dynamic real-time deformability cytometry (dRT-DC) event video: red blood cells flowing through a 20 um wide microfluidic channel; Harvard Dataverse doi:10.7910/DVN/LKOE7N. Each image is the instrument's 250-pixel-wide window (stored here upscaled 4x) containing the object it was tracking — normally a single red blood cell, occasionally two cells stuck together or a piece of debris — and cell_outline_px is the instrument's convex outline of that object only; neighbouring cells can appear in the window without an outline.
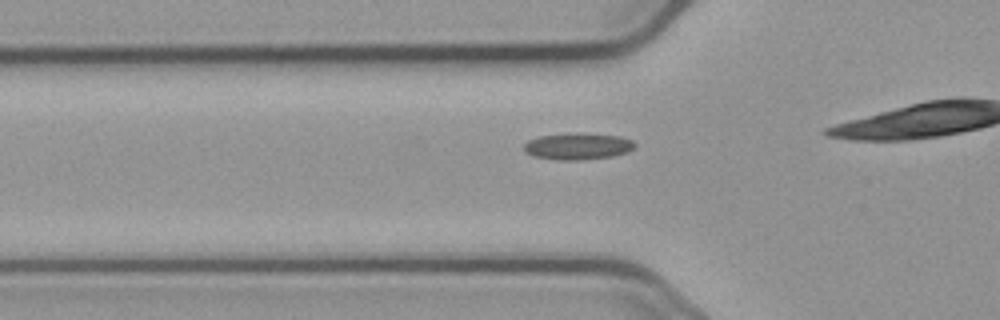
{"species": "common noctule bat (a hibernating species)", "species_latin": "Nyctalus noctula", "temperature_condition": "cold", "stored_images_in_passage": 29, "camera_frame_rate_fps": 3000, "um_per_image_px": 0.085, "animal": {"sex": "male", "body_mass_g": 23.1, "forearm_length_mm": 52.7}, "frame": {"image": 1, "passage_image": 3, "time_ms": 0.667, "image_size_px": [1000, 320], "cell_outline_px": [[636, 148], [628, 152], [612, 156], [580, 160], [556, 160], [536, 156], [524, 152], [524, 144], [528, 140], [540, 136], [620, 136], [632, 140], [636, 144]], "centroid_in_image_um": [49.14, 12.5], "position_along_channel_um": 76.7, "area_um2": 16.18}}
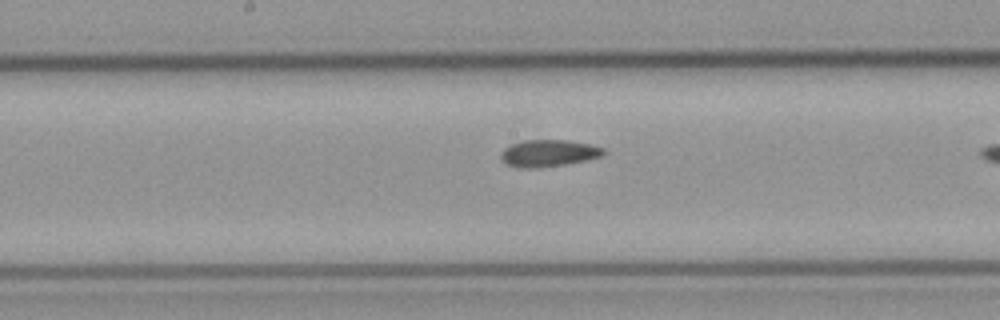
{"frame": {"image": 2, "passage_image": 13, "time_ms": 4.0, "image_size_px": [1000, 320], "cell_outline_px": [[608, 152], [604, 156], [588, 160], [564, 164], [536, 168], [516, 168], [504, 164], [500, 160], [500, 152], [504, 148], [512, 144], [524, 140], [568, 140], [592, 144], [604, 148]], "centroid_in_image_um": [46.63, 13.03], "position_along_channel_um": 201.6, "area_um2": 16.53}}
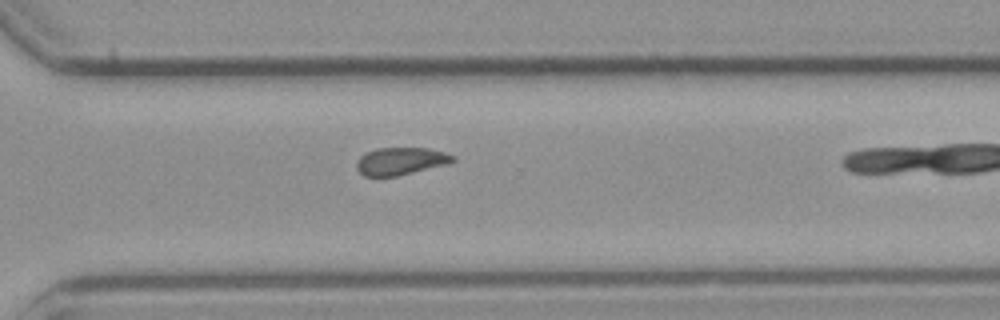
{"frame": {"image": 3, "passage_image": 24, "time_ms": 7.667, "image_size_px": [1000, 320], "cell_outline_px": [[456, 160], [448, 164], [396, 176], [364, 176], [356, 168], [356, 160], [360, 156], [376, 148], [428, 148], [444, 152], [456, 156]], "centroid_in_image_um": [34.07, 13.69], "position_along_channel_um": 336.5, "area_um2": 15.43}}